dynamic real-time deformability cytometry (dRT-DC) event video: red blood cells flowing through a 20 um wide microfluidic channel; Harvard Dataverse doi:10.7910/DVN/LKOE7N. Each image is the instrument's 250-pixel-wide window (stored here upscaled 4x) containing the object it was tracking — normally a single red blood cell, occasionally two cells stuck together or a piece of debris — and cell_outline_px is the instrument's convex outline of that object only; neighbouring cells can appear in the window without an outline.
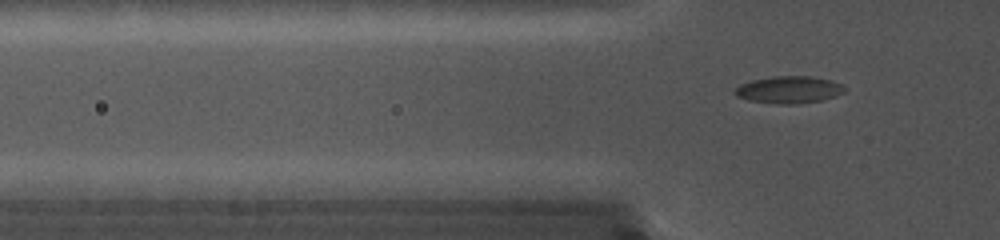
{"species": "common noctule bat (a hibernating species)", "species_latin": "Nyctalus noctula", "temperature_condition": "cold", "stored_images_in_passage": 80, "camera_frame_rate_fps": 5000, "um_per_image_px": 0.085, "animal": {"sex": "female", "body_mass_g": 19.0, "forearm_length_mm": 56.7}, "frame": {"image": 1, "passage_image": 23, "time_ms": 4.4, "image_size_px": [1000, 240], "cell_outline_px": [[844, 92], [836, 96], [820, 100], [796, 104], [780, 104], [748, 100], [736, 96], [732, 92], [740, 84], [752, 80], [772, 76], [812, 76], [832, 80], [840, 84], [844, 88]], "centroid_in_image_um": [67.03, 7.62], "position_along_channel_um": 58.8, "area_um2": 17.34}}
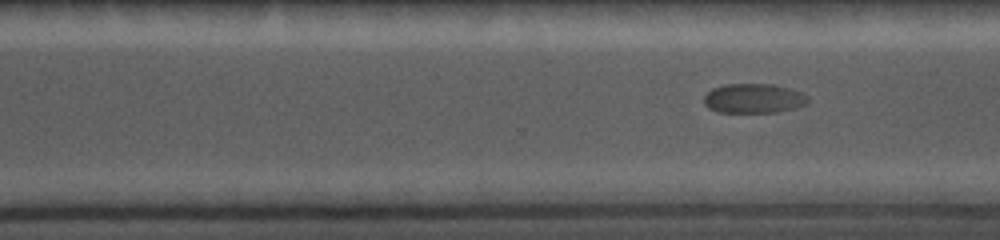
{"frame": {"image": 2, "passage_image": 58, "time_ms": 11.4, "image_size_px": [1000, 240], "cell_outline_px": [[808, 100], [804, 104], [796, 108], [776, 112], [716, 112], [708, 108], [704, 104], [704, 96], [712, 88], [724, 84], [772, 84], [792, 88], [808, 96]], "centroid_in_image_um": [64.04, 8.36], "position_along_channel_um": 306.6, "area_um2": 17.98}}
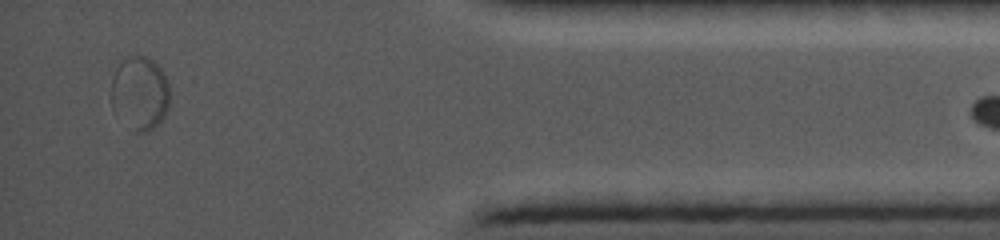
{"frame": {"image": 3, "passage_image": 78, "time_ms": 15.4, "image_size_px": [1000, 240], "cell_outline_px": [[168, 108], [164, 116], [152, 128], [144, 132], [136, 132], [112, 108], [112, 76], [120, 60], [124, 56], [144, 56], [152, 60], [160, 68], [168, 84]], "centroid_in_image_um": [11.87, 7.87], "position_along_channel_um": 423.3, "area_um2": 24.62}}